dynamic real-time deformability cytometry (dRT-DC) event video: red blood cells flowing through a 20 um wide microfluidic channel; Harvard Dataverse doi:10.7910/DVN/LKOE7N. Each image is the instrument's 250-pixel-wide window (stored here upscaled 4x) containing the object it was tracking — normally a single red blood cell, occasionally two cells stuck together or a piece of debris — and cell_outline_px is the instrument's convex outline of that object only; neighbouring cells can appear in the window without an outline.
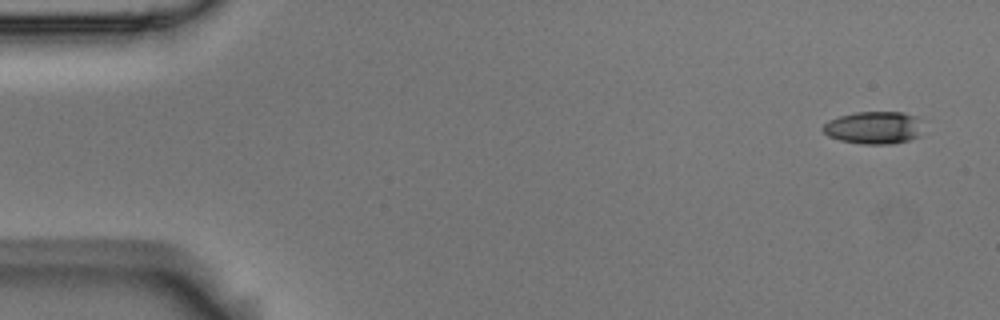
{"species": "Egyptian fruit bat (a non-hibernating species)", "species_latin": "Rousettus aegyptiacus", "temperature_condition": "room temperature", "stored_images_in_passage": 5, "camera_frame_rate_fps": 3000, "um_per_image_px": 0.085, "animal": {"sex": "male"}, "frame": {"image": 1, "passage_image": 1, "time_ms": 0.0, "image_size_px": [1000, 320], "cell_outline_px": [[920, 136], [908, 140], [892, 144], [860, 144], [840, 140], [828, 136], [820, 128], [828, 120], [840, 116], [856, 112], [904, 112], [916, 116]], "centroid_in_image_um": [74.21, 10.86], "position_along_channel_um": 10.8, "area_um2": 18.84}}
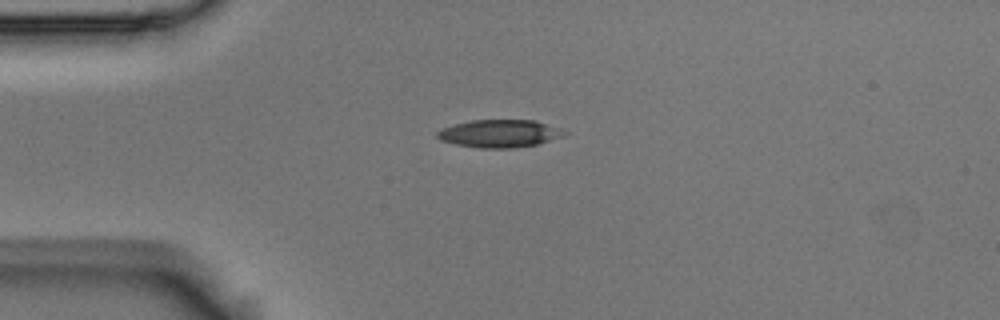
{"frame": {"image": 2, "passage_image": 4, "time_ms": 1.0, "image_size_px": [1000, 320], "cell_outline_px": [[568, 132], [564, 136], [536, 144], [512, 148], [480, 148], [456, 144], [440, 140], [436, 136], [436, 132], [440, 128], [472, 120], [536, 120]], "centroid_in_image_um": [42.43, 11.35], "position_along_channel_um": 42.6, "area_um2": 20.4}}